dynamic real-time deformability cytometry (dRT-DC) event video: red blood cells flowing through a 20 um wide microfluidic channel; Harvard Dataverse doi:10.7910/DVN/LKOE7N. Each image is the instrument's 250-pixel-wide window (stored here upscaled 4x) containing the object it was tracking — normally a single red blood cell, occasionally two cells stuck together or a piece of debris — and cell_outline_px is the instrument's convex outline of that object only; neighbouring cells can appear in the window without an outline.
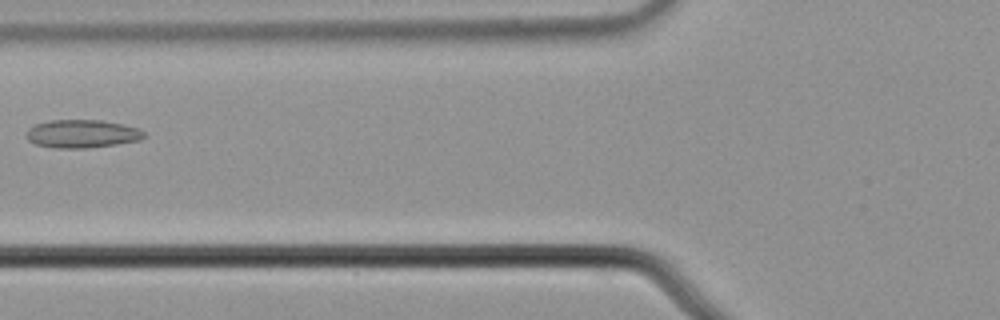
{"species": "common noctule bat (a hibernating species)", "species_latin": "Nyctalus noctula", "temperature_condition": "cold", "stored_images_in_passage": 7, "camera_frame_rate_fps": 3000, "um_per_image_px": 0.085, "animal": {"sex": "male", "body_mass_g": 21.5, "forearm_length_mm": 52.0}, "frame": {"image": 1, "passage_image": 6, "time_ms": 1.667, "image_size_px": [1000, 320], "cell_outline_px": [[148, 136], [140, 140], [116, 144], [88, 148], [56, 148], [36, 144], [28, 140], [24, 132], [28, 128], [36, 124], [48, 120], [100, 120], [124, 124], [136, 128], [144, 132]], "centroid_in_image_um": [6.96, 11.37], "position_along_channel_um": 118.8, "area_um2": 19.42}}
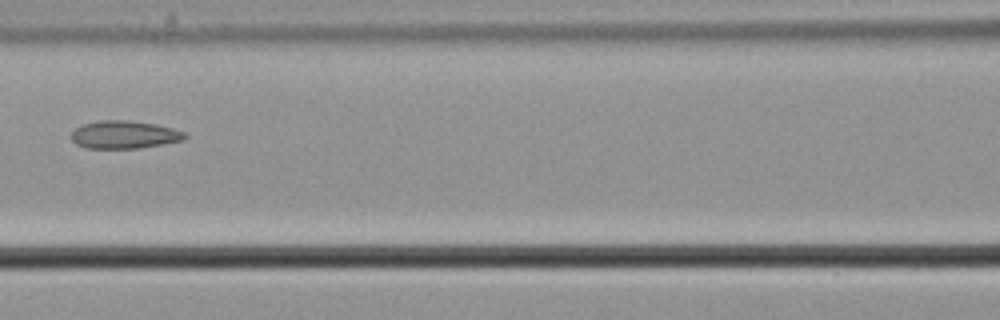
{"frame": {"image": 2, "passage_image": 7, "time_ms": 2.0, "image_size_px": [1000, 320], "cell_outline_px": [[188, 136], [184, 140], [140, 148], [84, 148], [76, 144], [72, 140], [72, 132], [76, 128], [84, 124], [100, 120], [128, 120], [156, 124], [172, 128], [184, 132]], "centroid_in_image_um": [10.57, 11.45], "position_along_channel_um": 156.0, "area_um2": 18.38}}